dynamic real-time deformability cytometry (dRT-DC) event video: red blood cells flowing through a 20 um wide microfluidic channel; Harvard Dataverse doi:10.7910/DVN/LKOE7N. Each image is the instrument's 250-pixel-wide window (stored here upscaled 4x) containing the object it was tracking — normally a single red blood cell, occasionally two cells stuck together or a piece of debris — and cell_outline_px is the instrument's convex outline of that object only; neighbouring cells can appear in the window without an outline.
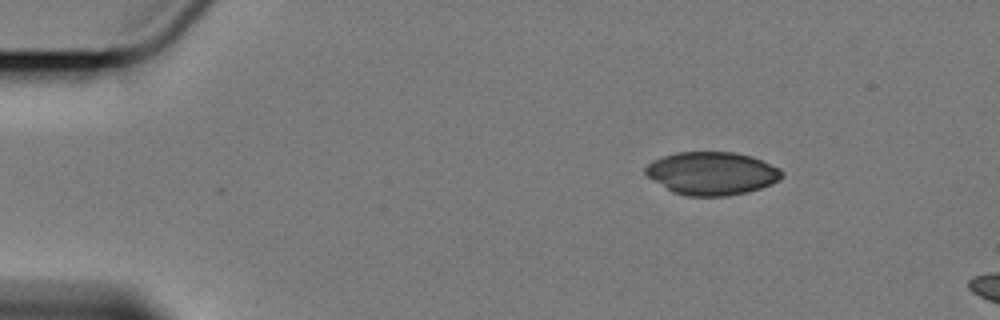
{"species": "Egyptian fruit bat (a non-hibernating species)", "species_latin": "Rousettus aegyptiacus", "temperature_condition": "cold", "stored_images_in_passage": 3, "camera_frame_rate_fps": 3000, "um_per_image_px": 0.085, "animal": {"sex": "female"}, "frame": {"image": 1, "passage_image": 1, "time_ms": 0.0, "image_size_px": [1000, 320], "cell_outline_px": [[784, 176], [780, 180], [772, 184], [760, 188], [728, 196], [688, 196], [672, 192], [648, 176], [644, 172], [644, 168], [652, 160], [676, 152], [732, 152], [752, 156], [780, 168], [784, 172]], "centroid_in_image_um": [60.53, 14.73], "position_along_channel_um": 24.5, "area_um2": 34.22}}